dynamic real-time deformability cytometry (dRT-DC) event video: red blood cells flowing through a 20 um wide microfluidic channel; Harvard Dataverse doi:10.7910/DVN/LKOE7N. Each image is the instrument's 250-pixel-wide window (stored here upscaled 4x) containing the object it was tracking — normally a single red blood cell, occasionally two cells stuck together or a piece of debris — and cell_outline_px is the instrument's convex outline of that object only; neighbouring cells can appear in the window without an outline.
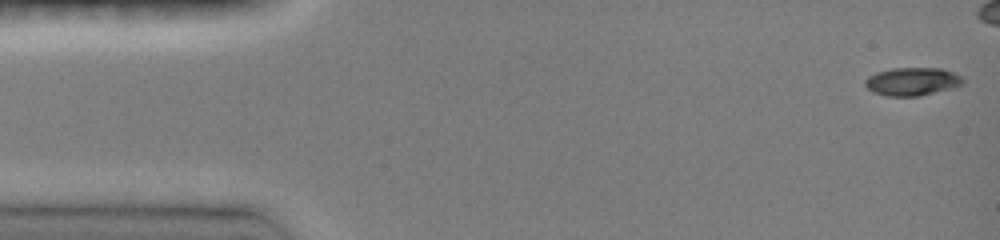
{"species": "common noctule bat (a hibernating species)", "species_latin": "Nyctalus noctula", "temperature_condition": "room temperature", "stored_images_in_passage": 11, "camera_frame_rate_fps": 3000, "um_per_image_px": 0.085, "animal": {"sex": "female", "body_mass_g": 19.0, "forearm_length_mm": 51.5}, "frame": {"image": 1, "passage_image": 1, "time_ms": 0.0, "image_size_px": [1000, 240], "cell_outline_px": [[964, 84], [920, 96], [888, 96], [872, 92], [864, 84], [864, 80], [868, 76], [876, 72], [892, 68], [940, 68], [952, 72], [960, 76], [964, 80]], "centroid_in_image_um": [77.5, 6.92], "position_along_channel_um": 7.5, "area_um2": 15.95}}
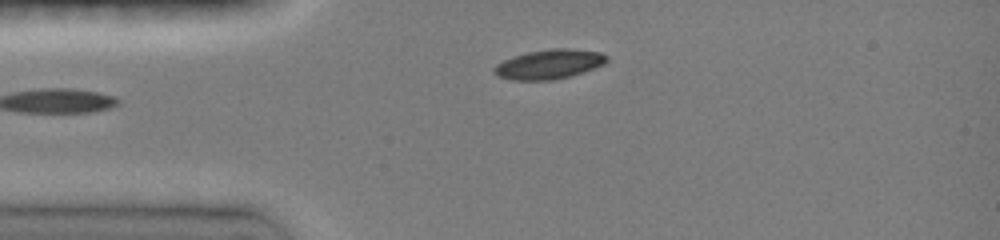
{"frame": {"image": 2, "passage_image": 11, "time_ms": 4.667, "image_size_px": [1000, 240], "cell_outline_px": [[608, 60], [604, 64], [584, 72], [572, 76], [552, 80], [512, 80], [500, 76], [492, 72], [492, 68], [496, 64], [512, 56], [528, 52], [552, 48], [568, 48], [600, 52], [608, 56]], "centroid_in_image_um": [46.68, 5.46], "position_along_channel_um": 38.3, "area_um2": 19.48}}